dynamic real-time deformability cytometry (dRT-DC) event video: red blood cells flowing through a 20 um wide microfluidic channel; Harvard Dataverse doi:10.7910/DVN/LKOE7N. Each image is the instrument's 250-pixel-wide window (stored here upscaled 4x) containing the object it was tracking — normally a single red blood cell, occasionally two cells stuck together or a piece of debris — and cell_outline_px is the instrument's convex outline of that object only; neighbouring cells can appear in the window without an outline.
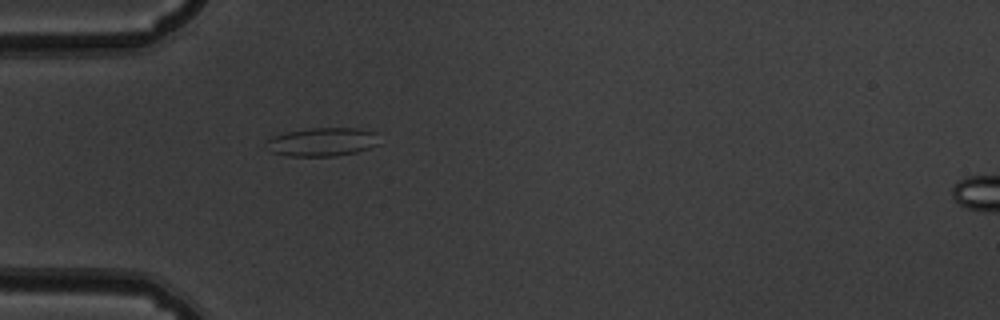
{"species": "common noctule bat (a hibernating species)", "species_latin": "Nyctalus noctula", "temperature_condition": "warm", "stored_images_in_passage": 37, "camera_frame_rate_fps": 3000, "um_per_image_px": 0.085, "animal": {"sex": "male", "body_mass_g": 19.5, "forearm_length_mm": 54.6}, "frame": {"image": 1, "passage_image": 1, "time_ms": 0.0, "image_size_px": [1000, 320], "cell_outline_px": [[380, 144], [356, 152], [336, 156], [288, 156], [272, 152], [268, 140], [276, 136], [288, 132], [312, 128], [356, 128], [376, 132]], "centroid_in_image_um": [27.49, 12.06], "position_along_channel_um": 57.5, "area_um2": 18.44}}
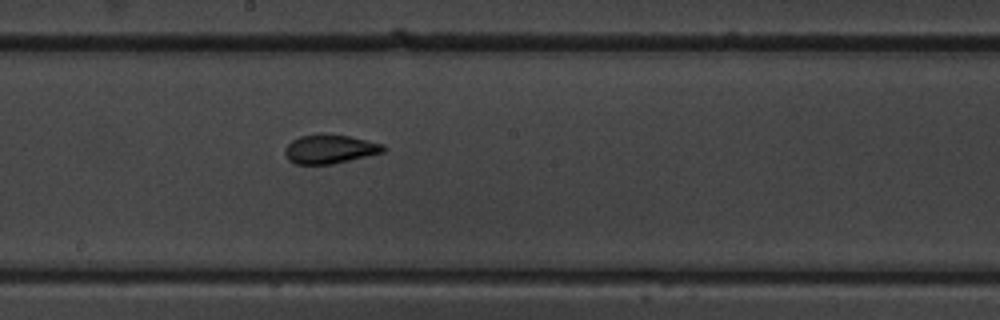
{"frame": {"image": 2, "passage_image": 14, "time_ms": 4.333, "image_size_px": [1000, 320], "cell_outline_px": [[388, 148], [384, 152], [332, 164], [296, 164], [288, 160], [284, 152], [284, 148], [292, 140], [300, 136], [320, 132], [348, 136], [384, 144]], "centroid_in_image_um": [28.02, 12.65], "position_along_channel_um": 220.2, "area_um2": 16.82}}
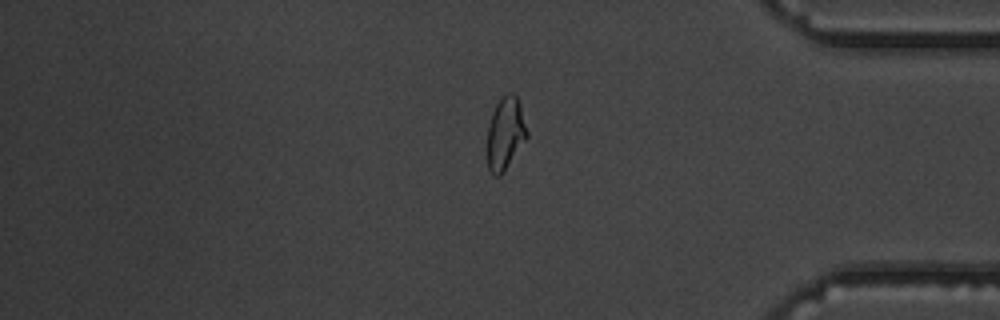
{"frame": {"image": 3, "passage_image": 29, "time_ms": 9.333, "image_size_px": [1000, 320], "cell_outline_px": [[528, 136], [504, 172], [500, 176], [492, 176], [488, 168], [488, 124], [492, 112], [496, 104], [508, 92], [512, 92], [516, 96], [520, 104], [528, 132]], "centroid_in_image_um": [42.96, 11.36], "position_along_channel_um": 392.2, "area_um2": 16.76}, "authors_computed_cell_mechanics": {"area_um2": 16.8198, "velocity_mm_per_s": 3.8769, "shape_relaxation_time_tau1_ms": 7.3995, "shape_relaxation_time_tau2_ms": 1.1537, "deformation_change_tau1": 0.1941, "deformation_change_tau2": 0.0704}}